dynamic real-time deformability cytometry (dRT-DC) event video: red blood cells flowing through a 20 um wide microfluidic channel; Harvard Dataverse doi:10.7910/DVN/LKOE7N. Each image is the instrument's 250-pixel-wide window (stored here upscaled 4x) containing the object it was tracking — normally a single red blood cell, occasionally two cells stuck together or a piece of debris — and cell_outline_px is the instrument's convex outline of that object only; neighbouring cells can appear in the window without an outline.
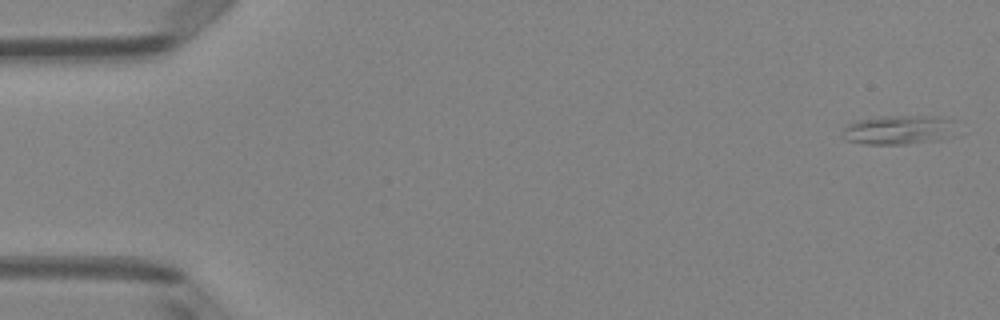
{"species": "Egyptian fruit bat (a non-hibernating species)", "species_latin": "Rousettus aegyptiacus", "temperature_condition": "room temperature", "stored_images_in_passage": 6, "camera_frame_rate_fps": 3000, "um_per_image_px": 0.085, "animal": {"sex": "female"}, "frame": {"image": 1, "passage_image": 1, "time_ms": 0.0, "image_size_px": [1000, 320], "cell_outline_px": [[956, 120], [952, 136], [940, 140], [904, 144], [864, 144], [848, 140], [844, 136], [844, 128], [848, 124], [860, 120], [884, 116], [940, 116]], "centroid_in_image_um": [76.48, 11.03], "position_along_channel_um": 8.5, "area_um2": 19.36}}
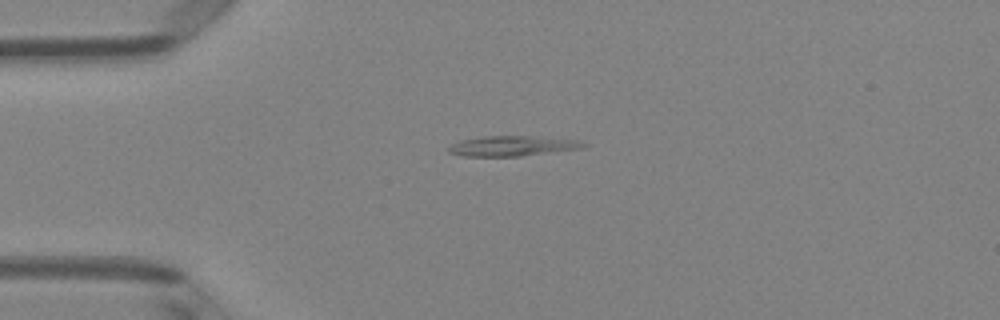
{"frame": {"image": 2, "passage_image": 4, "time_ms": 1.0, "image_size_px": [1000, 320], "cell_outline_px": [[588, 144], [584, 148], [520, 156], [460, 156], [448, 152], [448, 148], [452, 144], [460, 140], [484, 136], [528, 136], [580, 140]], "centroid_in_image_um": [43.55, 12.41], "position_along_channel_um": 41.4, "area_um2": 15.84}}
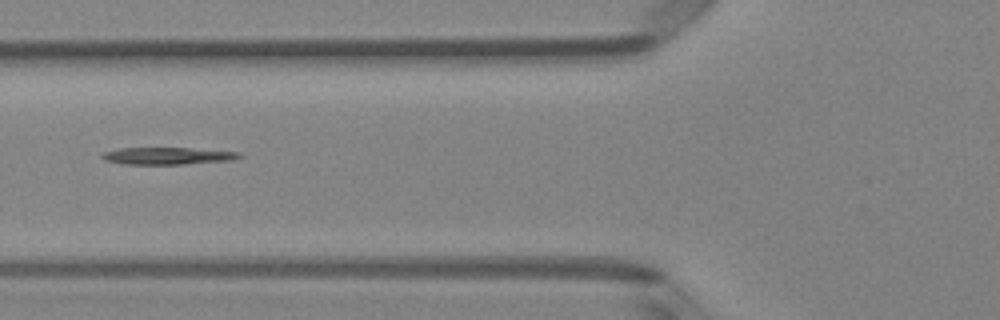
{"frame": {"image": 3, "passage_image": 6, "time_ms": 1.667, "image_size_px": [1000, 320], "cell_outline_px": [[244, 156], [232, 160], [184, 164], [124, 164], [104, 160], [100, 156], [104, 152], [120, 148], [188, 148], [240, 152]], "centroid_in_image_um": [14.25, 13.25], "position_along_channel_um": 111.5, "area_um2": 13.64}}